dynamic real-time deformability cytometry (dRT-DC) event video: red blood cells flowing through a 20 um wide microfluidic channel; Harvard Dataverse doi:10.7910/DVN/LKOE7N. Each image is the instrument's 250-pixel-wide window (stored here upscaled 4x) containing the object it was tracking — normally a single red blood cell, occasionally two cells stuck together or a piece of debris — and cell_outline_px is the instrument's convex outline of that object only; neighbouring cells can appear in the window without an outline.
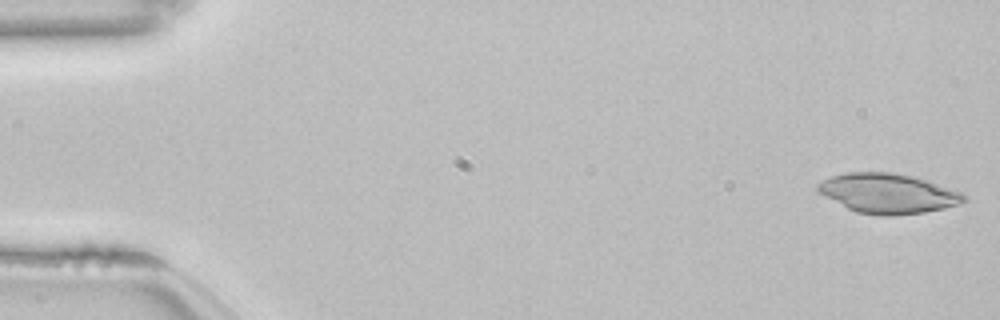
{"species": "common noctule bat (a hibernating species)", "species_latin": "Nyctalus noctula", "temperature_condition": "room temperature", "stored_images_in_passage": 52, "camera_frame_rate_fps": 3000, "um_per_image_px": 0.085, "animal": {"sex": "female", "body_mass_g": 22.7, "forearm_length_mm": 54.2}, "frame": {"image": 1, "passage_image": 1, "time_ms": 0.0, "image_size_px": [1000, 320], "cell_outline_px": [[968, 200], [960, 204], [944, 208], [924, 212], [892, 216], [880, 216], [856, 212], [848, 208], [820, 192], [816, 188], [816, 184], [832, 176], [848, 172], [892, 172], [912, 176], [964, 192]], "centroid_in_image_um": [75.54, 16.44], "position_along_channel_um": 9.5, "area_um2": 33.7}}